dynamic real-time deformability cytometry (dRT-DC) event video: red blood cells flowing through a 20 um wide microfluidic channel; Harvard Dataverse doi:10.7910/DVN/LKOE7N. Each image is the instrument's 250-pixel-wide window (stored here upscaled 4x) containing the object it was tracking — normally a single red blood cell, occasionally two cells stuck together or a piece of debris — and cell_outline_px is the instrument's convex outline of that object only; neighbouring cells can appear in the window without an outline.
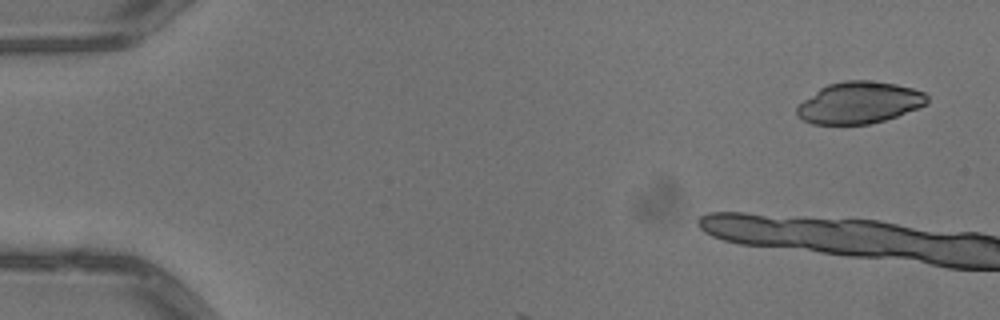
{"species": "common noctule bat (a hibernating species)", "species_latin": "Nyctalus noctula", "temperature_condition": "warm", "stored_images_in_passage": 7, "camera_frame_rate_fps": 3000, "um_per_image_px": 0.085, "animal": {"sex": "male", "body_mass_g": 13.3}, "frame": {"image": 1, "passage_image": 1, "time_ms": 0.0, "image_size_px": [1000, 320], "cell_outline_px": [[928, 104], [920, 108], [884, 120], [868, 124], [812, 124], [796, 116], [796, 108], [804, 100], [820, 88], [828, 84], [844, 80], [868, 80], [896, 84], [912, 88], [924, 92], [928, 96]], "centroid_in_image_um": [73.06, 8.73], "position_along_channel_um": 11.9, "area_um2": 31.67}}